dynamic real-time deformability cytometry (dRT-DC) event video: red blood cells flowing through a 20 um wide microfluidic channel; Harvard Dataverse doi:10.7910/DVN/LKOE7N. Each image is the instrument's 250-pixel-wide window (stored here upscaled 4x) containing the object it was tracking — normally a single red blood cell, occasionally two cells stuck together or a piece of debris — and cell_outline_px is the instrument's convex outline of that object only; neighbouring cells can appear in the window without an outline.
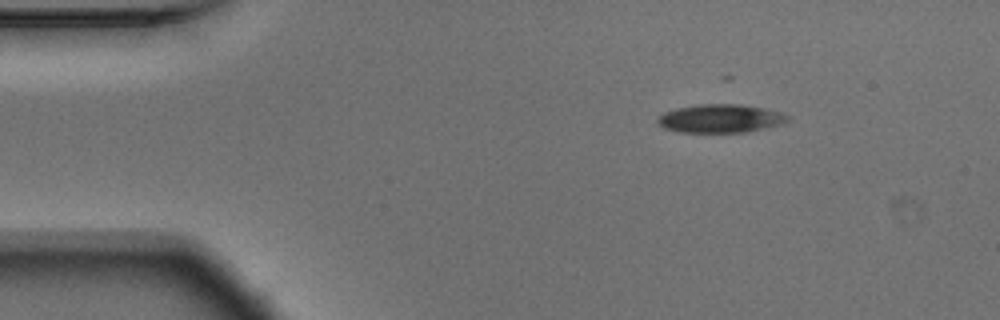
{"species": "Egyptian fruit bat (a non-hibernating species)", "species_latin": "Rousettus aegyptiacus", "temperature_condition": "warm", "stored_images_in_passage": 25, "camera_frame_rate_fps": 3000, "um_per_image_px": 0.085, "animal": {"sex": "male"}, "frame": {"image": 1, "passage_image": 1, "time_ms": 0.0, "image_size_px": [1000, 320], "cell_outline_px": [[792, 120], [784, 124], [748, 132], [680, 132], [664, 128], [656, 120], [664, 112], [676, 108], [700, 104], [740, 104], [764, 108], [784, 112], [792, 116]], "centroid_in_image_um": [61.35, 10.07], "position_along_channel_um": 23.7, "area_um2": 21.85}}
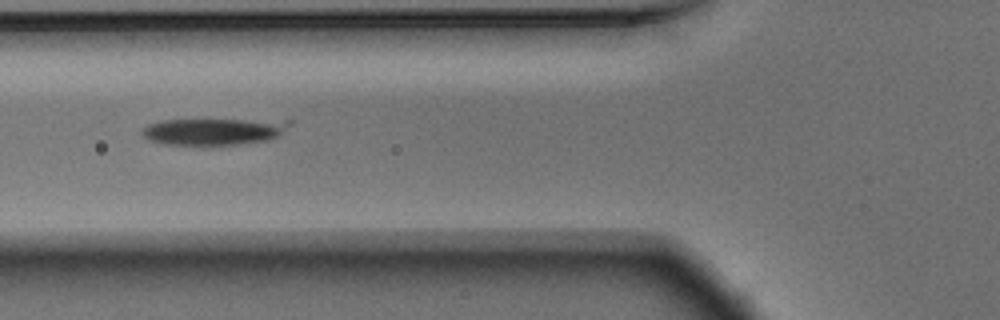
{"frame": {"image": 2, "passage_image": 13, "time_ms": 4.0, "image_size_px": [1000, 320], "cell_outline_px": [[296, 120], [280, 136], [268, 140], [240, 144], [204, 148], [160, 144], [148, 140], [140, 132], [140, 128], [148, 124], [164, 120]], "centroid_in_image_um": [18.14, 11.22], "position_along_channel_um": 107.7, "area_um2": 24.22}}
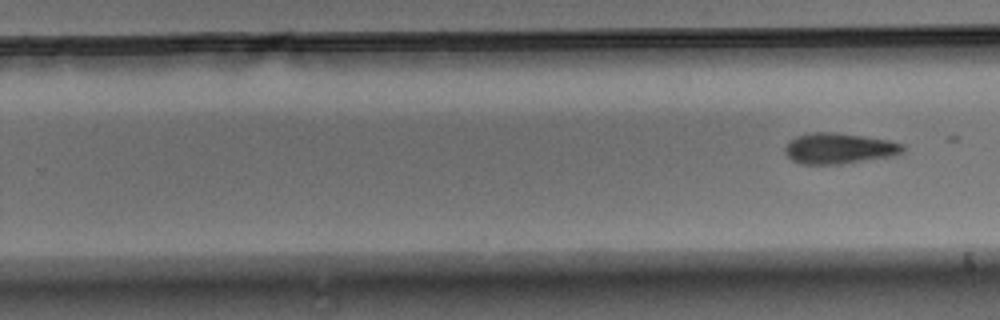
{"frame": {"image": 3, "passage_image": 25, "time_ms": 8.0, "image_size_px": [1000, 320], "cell_outline_px": [[908, 148], [904, 152], [896, 156], [840, 164], [800, 164], [792, 160], [784, 152], [784, 148], [796, 136], [812, 132], [836, 132], [888, 140], [904, 144]], "centroid_in_image_um": [71.38, 12.62], "position_along_channel_um": 258.4, "area_um2": 21.33}}